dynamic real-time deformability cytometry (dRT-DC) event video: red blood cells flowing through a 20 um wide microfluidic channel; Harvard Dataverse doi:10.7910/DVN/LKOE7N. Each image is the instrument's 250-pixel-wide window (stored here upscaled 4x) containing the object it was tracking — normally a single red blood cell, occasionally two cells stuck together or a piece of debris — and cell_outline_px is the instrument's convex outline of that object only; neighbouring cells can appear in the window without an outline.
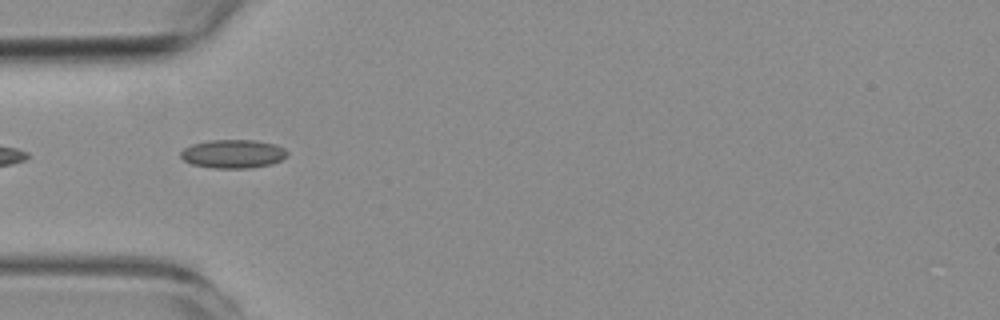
{"species": "common noctule bat (a hibernating species)", "species_latin": "Nyctalus noctula", "temperature_condition": "room temperature", "stored_images_in_passage": 4, "camera_frame_rate_fps": 3000, "um_per_image_px": 0.085, "animal": {"sex": "female", "body_mass_g": 19.3, "forearm_length_mm": 54.1}, "frame": {"image": 1, "passage_image": 1, "time_ms": 0.0, "image_size_px": [1000, 320], "cell_outline_px": [[288, 156], [272, 164], [252, 168], [212, 168], [192, 164], [184, 160], [180, 156], [180, 152], [184, 148], [192, 144], [208, 140], [256, 140], [276, 144], [284, 148], [288, 152]], "centroid_in_image_um": [19.83, 13.07], "position_along_channel_um": 65.2, "area_um2": 17.92}}